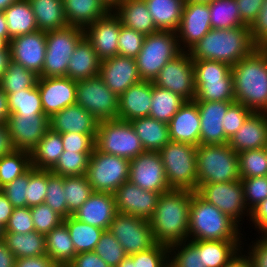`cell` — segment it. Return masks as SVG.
<instances>
[{
    "instance_id": "1",
    "label": "cell",
    "mask_w": 267,
    "mask_h": 267,
    "mask_svg": "<svg viewBox=\"0 0 267 267\" xmlns=\"http://www.w3.org/2000/svg\"><path fill=\"white\" fill-rule=\"evenodd\" d=\"M193 192L171 189L161 193L149 220L156 243L170 246L188 241L190 202Z\"/></svg>"
},
{
    "instance_id": "2",
    "label": "cell",
    "mask_w": 267,
    "mask_h": 267,
    "mask_svg": "<svg viewBox=\"0 0 267 267\" xmlns=\"http://www.w3.org/2000/svg\"><path fill=\"white\" fill-rule=\"evenodd\" d=\"M235 102L253 112L267 113V51L256 48L231 66Z\"/></svg>"
},
{
    "instance_id": "3",
    "label": "cell",
    "mask_w": 267,
    "mask_h": 267,
    "mask_svg": "<svg viewBox=\"0 0 267 267\" xmlns=\"http://www.w3.org/2000/svg\"><path fill=\"white\" fill-rule=\"evenodd\" d=\"M258 46L247 25L232 29H211L188 52L193 60H213L235 65Z\"/></svg>"
},
{
    "instance_id": "4",
    "label": "cell",
    "mask_w": 267,
    "mask_h": 267,
    "mask_svg": "<svg viewBox=\"0 0 267 267\" xmlns=\"http://www.w3.org/2000/svg\"><path fill=\"white\" fill-rule=\"evenodd\" d=\"M243 230V231H242ZM244 229L196 191L190 202L188 240H243Z\"/></svg>"
},
{
    "instance_id": "5",
    "label": "cell",
    "mask_w": 267,
    "mask_h": 267,
    "mask_svg": "<svg viewBox=\"0 0 267 267\" xmlns=\"http://www.w3.org/2000/svg\"><path fill=\"white\" fill-rule=\"evenodd\" d=\"M197 189L206 183L240 180L238 153L229 144L197 146Z\"/></svg>"
},
{
    "instance_id": "6",
    "label": "cell",
    "mask_w": 267,
    "mask_h": 267,
    "mask_svg": "<svg viewBox=\"0 0 267 267\" xmlns=\"http://www.w3.org/2000/svg\"><path fill=\"white\" fill-rule=\"evenodd\" d=\"M159 153L170 189L197 191V147L170 141Z\"/></svg>"
},
{
    "instance_id": "7",
    "label": "cell",
    "mask_w": 267,
    "mask_h": 267,
    "mask_svg": "<svg viewBox=\"0 0 267 267\" xmlns=\"http://www.w3.org/2000/svg\"><path fill=\"white\" fill-rule=\"evenodd\" d=\"M196 95L194 101H235L233 75L227 63L193 60Z\"/></svg>"
},
{
    "instance_id": "8",
    "label": "cell",
    "mask_w": 267,
    "mask_h": 267,
    "mask_svg": "<svg viewBox=\"0 0 267 267\" xmlns=\"http://www.w3.org/2000/svg\"><path fill=\"white\" fill-rule=\"evenodd\" d=\"M181 52L176 32L157 30L147 35L135 58L141 79L154 81L165 64Z\"/></svg>"
},
{
    "instance_id": "9",
    "label": "cell",
    "mask_w": 267,
    "mask_h": 267,
    "mask_svg": "<svg viewBox=\"0 0 267 267\" xmlns=\"http://www.w3.org/2000/svg\"><path fill=\"white\" fill-rule=\"evenodd\" d=\"M95 148L128 160L145 151L130 121L118 118L98 122Z\"/></svg>"
},
{
    "instance_id": "10",
    "label": "cell",
    "mask_w": 267,
    "mask_h": 267,
    "mask_svg": "<svg viewBox=\"0 0 267 267\" xmlns=\"http://www.w3.org/2000/svg\"><path fill=\"white\" fill-rule=\"evenodd\" d=\"M83 37L84 29L71 25L46 32V54L39 77L66 76L70 57Z\"/></svg>"
},
{
    "instance_id": "11",
    "label": "cell",
    "mask_w": 267,
    "mask_h": 267,
    "mask_svg": "<svg viewBox=\"0 0 267 267\" xmlns=\"http://www.w3.org/2000/svg\"><path fill=\"white\" fill-rule=\"evenodd\" d=\"M129 170L130 160L94 148L86 175L93 192L114 194L124 182L129 181Z\"/></svg>"
},
{
    "instance_id": "12",
    "label": "cell",
    "mask_w": 267,
    "mask_h": 267,
    "mask_svg": "<svg viewBox=\"0 0 267 267\" xmlns=\"http://www.w3.org/2000/svg\"><path fill=\"white\" fill-rule=\"evenodd\" d=\"M118 98L98 76L77 81L76 104L98 121L117 119Z\"/></svg>"
},
{
    "instance_id": "13",
    "label": "cell",
    "mask_w": 267,
    "mask_h": 267,
    "mask_svg": "<svg viewBox=\"0 0 267 267\" xmlns=\"http://www.w3.org/2000/svg\"><path fill=\"white\" fill-rule=\"evenodd\" d=\"M196 192L208 203L228 215L241 228L245 222L243 220H249L250 211L245 204L241 180L202 184Z\"/></svg>"
},
{
    "instance_id": "14",
    "label": "cell",
    "mask_w": 267,
    "mask_h": 267,
    "mask_svg": "<svg viewBox=\"0 0 267 267\" xmlns=\"http://www.w3.org/2000/svg\"><path fill=\"white\" fill-rule=\"evenodd\" d=\"M108 230L128 256L148 250L156 244L150 222L133 215L117 213Z\"/></svg>"
},
{
    "instance_id": "15",
    "label": "cell",
    "mask_w": 267,
    "mask_h": 267,
    "mask_svg": "<svg viewBox=\"0 0 267 267\" xmlns=\"http://www.w3.org/2000/svg\"><path fill=\"white\" fill-rule=\"evenodd\" d=\"M153 84L178 94L186 101H194L196 95L194 65L189 52L182 51L167 62Z\"/></svg>"
},
{
    "instance_id": "16",
    "label": "cell",
    "mask_w": 267,
    "mask_h": 267,
    "mask_svg": "<svg viewBox=\"0 0 267 267\" xmlns=\"http://www.w3.org/2000/svg\"><path fill=\"white\" fill-rule=\"evenodd\" d=\"M129 181L160 194L171 190L160 153L156 151H144L130 160Z\"/></svg>"
},
{
    "instance_id": "17",
    "label": "cell",
    "mask_w": 267,
    "mask_h": 267,
    "mask_svg": "<svg viewBox=\"0 0 267 267\" xmlns=\"http://www.w3.org/2000/svg\"><path fill=\"white\" fill-rule=\"evenodd\" d=\"M211 29L208 4L185 2L181 23L176 32L180 50L188 52Z\"/></svg>"
},
{
    "instance_id": "18",
    "label": "cell",
    "mask_w": 267,
    "mask_h": 267,
    "mask_svg": "<svg viewBox=\"0 0 267 267\" xmlns=\"http://www.w3.org/2000/svg\"><path fill=\"white\" fill-rule=\"evenodd\" d=\"M7 126L15 150L31 152L50 129V122L45 114H10Z\"/></svg>"
},
{
    "instance_id": "19",
    "label": "cell",
    "mask_w": 267,
    "mask_h": 267,
    "mask_svg": "<svg viewBox=\"0 0 267 267\" xmlns=\"http://www.w3.org/2000/svg\"><path fill=\"white\" fill-rule=\"evenodd\" d=\"M37 87L44 114L49 118L67 106L76 104L77 81L66 76L38 77Z\"/></svg>"
},
{
    "instance_id": "20",
    "label": "cell",
    "mask_w": 267,
    "mask_h": 267,
    "mask_svg": "<svg viewBox=\"0 0 267 267\" xmlns=\"http://www.w3.org/2000/svg\"><path fill=\"white\" fill-rule=\"evenodd\" d=\"M9 47L12 61L41 75L46 54V32L37 30L13 37Z\"/></svg>"
},
{
    "instance_id": "21",
    "label": "cell",
    "mask_w": 267,
    "mask_h": 267,
    "mask_svg": "<svg viewBox=\"0 0 267 267\" xmlns=\"http://www.w3.org/2000/svg\"><path fill=\"white\" fill-rule=\"evenodd\" d=\"M120 30L121 21L110 10L105 16L85 27L84 36L91 43L97 56L104 60L118 55Z\"/></svg>"
},
{
    "instance_id": "22",
    "label": "cell",
    "mask_w": 267,
    "mask_h": 267,
    "mask_svg": "<svg viewBox=\"0 0 267 267\" xmlns=\"http://www.w3.org/2000/svg\"><path fill=\"white\" fill-rule=\"evenodd\" d=\"M114 197L118 213L149 221L157 206L160 193L143 190L130 181H126L116 190Z\"/></svg>"
},
{
    "instance_id": "23",
    "label": "cell",
    "mask_w": 267,
    "mask_h": 267,
    "mask_svg": "<svg viewBox=\"0 0 267 267\" xmlns=\"http://www.w3.org/2000/svg\"><path fill=\"white\" fill-rule=\"evenodd\" d=\"M99 77L117 96L142 81L135 58L121 55L102 60Z\"/></svg>"
},
{
    "instance_id": "24",
    "label": "cell",
    "mask_w": 267,
    "mask_h": 267,
    "mask_svg": "<svg viewBox=\"0 0 267 267\" xmlns=\"http://www.w3.org/2000/svg\"><path fill=\"white\" fill-rule=\"evenodd\" d=\"M200 114V144H227L222 126L223 117L235 101H194Z\"/></svg>"
},
{
    "instance_id": "25",
    "label": "cell",
    "mask_w": 267,
    "mask_h": 267,
    "mask_svg": "<svg viewBox=\"0 0 267 267\" xmlns=\"http://www.w3.org/2000/svg\"><path fill=\"white\" fill-rule=\"evenodd\" d=\"M117 213L114 194L93 192L73 216L89 225L108 230Z\"/></svg>"
},
{
    "instance_id": "26",
    "label": "cell",
    "mask_w": 267,
    "mask_h": 267,
    "mask_svg": "<svg viewBox=\"0 0 267 267\" xmlns=\"http://www.w3.org/2000/svg\"><path fill=\"white\" fill-rule=\"evenodd\" d=\"M169 126V138L173 142L200 144V114L194 101H186L173 115Z\"/></svg>"
},
{
    "instance_id": "27",
    "label": "cell",
    "mask_w": 267,
    "mask_h": 267,
    "mask_svg": "<svg viewBox=\"0 0 267 267\" xmlns=\"http://www.w3.org/2000/svg\"><path fill=\"white\" fill-rule=\"evenodd\" d=\"M49 122L50 129L60 134L74 132L96 135L99 121L80 105L73 104L53 114Z\"/></svg>"
},
{
    "instance_id": "28",
    "label": "cell",
    "mask_w": 267,
    "mask_h": 267,
    "mask_svg": "<svg viewBox=\"0 0 267 267\" xmlns=\"http://www.w3.org/2000/svg\"><path fill=\"white\" fill-rule=\"evenodd\" d=\"M152 101V81H140L130 86L118 98V119L131 121L148 117Z\"/></svg>"
},
{
    "instance_id": "29",
    "label": "cell",
    "mask_w": 267,
    "mask_h": 267,
    "mask_svg": "<svg viewBox=\"0 0 267 267\" xmlns=\"http://www.w3.org/2000/svg\"><path fill=\"white\" fill-rule=\"evenodd\" d=\"M267 141V113L253 112L241 128L229 139V146L237 153L264 148Z\"/></svg>"
},
{
    "instance_id": "30",
    "label": "cell",
    "mask_w": 267,
    "mask_h": 267,
    "mask_svg": "<svg viewBox=\"0 0 267 267\" xmlns=\"http://www.w3.org/2000/svg\"><path fill=\"white\" fill-rule=\"evenodd\" d=\"M121 24L145 36L157 31L145 0H122L112 9Z\"/></svg>"
},
{
    "instance_id": "31",
    "label": "cell",
    "mask_w": 267,
    "mask_h": 267,
    "mask_svg": "<svg viewBox=\"0 0 267 267\" xmlns=\"http://www.w3.org/2000/svg\"><path fill=\"white\" fill-rule=\"evenodd\" d=\"M101 61L84 36L70 57L66 77L75 81L94 78L99 75Z\"/></svg>"
},
{
    "instance_id": "32",
    "label": "cell",
    "mask_w": 267,
    "mask_h": 267,
    "mask_svg": "<svg viewBox=\"0 0 267 267\" xmlns=\"http://www.w3.org/2000/svg\"><path fill=\"white\" fill-rule=\"evenodd\" d=\"M68 25L85 28L111 9L103 0H62Z\"/></svg>"
},
{
    "instance_id": "33",
    "label": "cell",
    "mask_w": 267,
    "mask_h": 267,
    "mask_svg": "<svg viewBox=\"0 0 267 267\" xmlns=\"http://www.w3.org/2000/svg\"><path fill=\"white\" fill-rule=\"evenodd\" d=\"M145 151L159 152L170 142L169 126L152 117H140L130 121Z\"/></svg>"
},
{
    "instance_id": "34",
    "label": "cell",
    "mask_w": 267,
    "mask_h": 267,
    "mask_svg": "<svg viewBox=\"0 0 267 267\" xmlns=\"http://www.w3.org/2000/svg\"><path fill=\"white\" fill-rule=\"evenodd\" d=\"M2 241L15 259L47 255L45 235L36 231L24 234L3 232Z\"/></svg>"
},
{
    "instance_id": "35",
    "label": "cell",
    "mask_w": 267,
    "mask_h": 267,
    "mask_svg": "<svg viewBox=\"0 0 267 267\" xmlns=\"http://www.w3.org/2000/svg\"><path fill=\"white\" fill-rule=\"evenodd\" d=\"M157 30L177 32L185 0H145Z\"/></svg>"
},
{
    "instance_id": "36",
    "label": "cell",
    "mask_w": 267,
    "mask_h": 267,
    "mask_svg": "<svg viewBox=\"0 0 267 267\" xmlns=\"http://www.w3.org/2000/svg\"><path fill=\"white\" fill-rule=\"evenodd\" d=\"M38 30L48 32L68 26L62 0H29Z\"/></svg>"
},
{
    "instance_id": "37",
    "label": "cell",
    "mask_w": 267,
    "mask_h": 267,
    "mask_svg": "<svg viewBox=\"0 0 267 267\" xmlns=\"http://www.w3.org/2000/svg\"><path fill=\"white\" fill-rule=\"evenodd\" d=\"M46 253L58 265L67 266L77 255L64 222L45 235Z\"/></svg>"
},
{
    "instance_id": "38",
    "label": "cell",
    "mask_w": 267,
    "mask_h": 267,
    "mask_svg": "<svg viewBox=\"0 0 267 267\" xmlns=\"http://www.w3.org/2000/svg\"><path fill=\"white\" fill-rule=\"evenodd\" d=\"M63 151L61 134L49 129L30 152L31 166L36 169L51 170Z\"/></svg>"
},
{
    "instance_id": "39",
    "label": "cell",
    "mask_w": 267,
    "mask_h": 267,
    "mask_svg": "<svg viewBox=\"0 0 267 267\" xmlns=\"http://www.w3.org/2000/svg\"><path fill=\"white\" fill-rule=\"evenodd\" d=\"M8 25V37L29 34L38 30L29 0H18L3 11Z\"/></svg>"
},
{
    "instance_id": "40",
    "label": "cell",
    "mask_w": 267,
    "mask_h": 267,
    "mask_svg": "<svg viewBox=\"0 0 267 267\" xmlns=\"http://www.w3.org/2000/svg\"><path fill=\"white\" fill-rule=\"evenodd\" d=\"M243 240H202L203 267H224L242 250Z\"/></svg>"
},
{
    "instance_id": "41",
    "label": "cell",
    "mask_w": 267,
    "mask_h": 267,
    "mask_svg": "<svg viewBox=\"0 0 267 267\" xmlns=\"http://www.w3.org/2000/svg\"><path fill=\"white\" fill-rule=\"evenodd\" d=\"M185 102L186 100L178 94L160 88L154 85L152 81V101L149 117L168 124Z\"/></svg>"
},
{
    "instance_id": "42",
    "label": "cell",
    "mask_w": 267,
    "mask_h": 267,
    "mask_svg": "<svg viewBox=\"0 0 267 267\" xmlns=\"http://www.w3.org/2000/svg\"><path fill=\"white\" fill-rule=\"evenodd\" d=\"M66 224L76 253L94 251L104 229L89 225L73 215L63 219Z\"/></svg>"
},
{
    "instance_id": "43",
    "label": "cell",
    "mask_w": 267,
    "mask_h": 267,
    "mask_svg": "<svg viewBox=\"0 0 267 267\" xmlns=\"http://www.w3.org/2000/svg\"><path fill=\"white\" fill-rule=\"evenodd\" d=\"M208 6L212 29H232L245 25L235 0H213Z\"/></svg>"
},
{
    "instance_id": "44",
    "label": "cell",
    "mask_w": 267,
    "mask_h": 267,
    "mask_svg": "<svg viewBox=\"0 0 267 267\" xmlns=\"http://www.w3.org/2000/svg\"><path fill=\"white\" fill-rule=\"evenodd\" d=\"M169 262L173 267H203L202 240H188L170 245Z\"/></svg>"
},
{
    "instance_id": "45",
    "label": "cell",
    "mask_w": 267,
    "mask_h": 267,
    "mask_svg": "<svg viewBox=\"0 0 267 267\" xmlns=\"http://www.w3.org/2000/svg\"><path fill=\"white\" fill-rule=\"evenodd\" d=\"M8 107L10 114L40 115L44 114L41 97L37 85L22 89L16 93H9Z\"/></svg>"
},
{
    "instance_id": "46",
    "label": "cell",
    "mask_w": 267,
    "mask_h": 267,
    "mask_svg": "<svg viewBox=\"0 0 267 267\" xmlns=\"http://www.w3.org/2000/svg\"><path fill=\"white\" fill-rule=\"evenodd\" d=\"M38 75L27 70L21 64L10 61L6 72L0 79V88L8 95L22 89L32 88L37 84Z\"/></svg>"
},
{
    "instance_id": "47",
    "label": "cell",
    "mask_w": 267,
    "mask_h": 267,
    "mask_svg": "<svg viewBox=\"0 0 267 267\" xmlns=\"http://www.w3.org/2000/svg\"><path fill=\"white\" fill-rule=\"evenodd\" d=\"M63 188L65 193L68 216L73 215L93 193L87 175L63 176Z\"/></svg>"
},
{
    "instance_id": "48",
    "label": "cell",
    "mask_w": 267,
    "mask_h": 267,
    "mask_svg": "<svg viewBox=\"0 0 267 267\" xmlns=\"http://www.w3.org/2000/svg\"><path fill=\"white\" fill-rule=\"evenodd\" d=\"M31 154L14 150L0 158V185L4 187L31 168Z\"/></svg>"
},
{
    "instance_id": "49",
    "label": "cell",
    "mask_w": 267,
    "mask_h": 267,
    "mask_svg": "<svg viewBox=\"0 0 267 267\" xmlns=\"http://www.w3.org/2000/svg\"><path fill=\"white\" fill-rule=\"evenodd\" d=\"M169 262V246L156 243L148 250L127 256L117 267H164Z\"/></svg>"
},
{
    "instance_id": "50",
    "label": "cell",
    "mask_w": 267,
    "mask_h": 267,
    "mask_svg": "<svg viewBox=\"0 0 267 267\" xmlns=\"http://www.w3.org/2000/svg\"><path fill=\"white\" fill-rule=\"evenodd\" d=\"M93 152H76L64 150L58 162L50 170L61 176H82L87 173L90 155Z\"/></svg>"
},
{
    "instance_id": "51",
    "label": "cell",
    "mask_w": 267,
    "mask_h": 267,
    "mask_svg": "<svg viewBox=\"0 0 267 267\" xmlns=\"http://www.w3.org/2000/svg\"><path fill=\"white\" fill-rule=\"evenodd\" d=\"M241 178L267 176V153L264 148L245 150L238 153Z\"/></svg>"
},
{
    "instance_id": "52",
    "label": "cell",
    "mask_w": 267,
    "mask_h": 267,
    "mask_svg": "<svg viewBox=\"0 0 267 267\" xmlns=\"http://www.w3.org/2000/svg\"><path fill=\"white\" fill-rule=\"evenodd\" d=\"M94 252L110 267H117L128 255L109 230H104Z\"/></svg>"
},
{
    "instance_id": "53",
    "label": "cell",
    "mask_w": 267,
    "mask_h": 267,
    "mask_svg": "<svg viewBox=\"0 0 267 267\" xmlns=\"http://www.w3.org/2000/svg\"><path fill=\"white\" fill-rule=\"evenodd\" d=\"M47 193L45 204L50 206L55 212L63 218L68 217L67 201L63 188V176L52 173L47 170Z\"/></svg>"
},
{
    "instance_id": "54",
    "label": "cell",
    "mask_w": 267,
    "mask_h": 267,
    "mask_svg": "<svg viewBox=\"0 0 267 267\" xmlns=\"http://www.w3.org/2000/svg\"><path fill=\"white\" fill-rule=\"evenodd\" d=\"M47 170L31 167L28 170L27 207L43 204L47 193Z\"/></svg>"
},
{
    "instance_id": "55",
    "label": "cell",
    "mask_w": 267,
    "mask_h": 267,
    "mask_svg": "<svg viewBox=\"0 0 267 267\" xmlns=\"http://www.w3.org/2000/svg\"><path fill=\"white\" fill-rule=\"evenodd\" d=\"M30 210L35 231L44 235L59 226L64 219L45 203L31 206Z\"/></svg>"
},
{
    "instance_id": "56",
    "label": "cell",
    "mask_w": 267,
    "mask_h": 267,
    "mask_svg": "<svg viewBox=\"0 0 267 267\" xmlns=\"http://www.w3.org/2000/svg\"><path fill=\"white\" fill-rule=\"evenodd\" d=\"M245 204L249 211L267 198V176L241 178Z\"/></svg>"
},
{
    "instance_id": "57",
    "label": "cell",
    "mask_w": 267,
    "mask_h": 267,
    "mask_svg": "<svg viewBox=\"0 0 267 267\" xmlns=\"http://www.w3.org/2000/svg\"><path fill=\"white\" fill-rule=\"evenodd\" d=\"M145 35L121 24L118 37V55L136 58L142 49Z\"/></svg>"
},
{
    "instance_id": "58",
    "label": "cell",
    "mask_w": 267,
    "mask_h": 267,
    "mask_svg": "<svg viewBox=\"0 0 267 267\" xmlns=\"http://www.w3.org/2000/svg\"><path fill=\"white\" fill-rule=\"evenodd\" d=\"M252 113L253 111L245 105L233 102L223 117L222 126L225 136L230 139Z\"/></svg>"
},
{
    "instance_id": "59",
    "label": "cell",
    "mask_w": 267,
    "mask_h": 267,
    "mask_svg": "<svg viewBox=\"0 0 267 267\" xmlns=\"http://www.w3.org/2000/svg\"><path fill=\"white\" fill-rule=\"evenodd\" d=\"M27 186L28 171L2 187V193L8 198L14 208L27 207Z\"/></svg>"
},
{
    "instance_id": "60",
    "label": "cell",
    "mask_w": 267,
    "mask_h": 267,
    "mask_svg": "<svg viewBox=\"0 0 267 267\" xmlns=\"http://www.w3.org/2000/svg\"><path fill=\"white\" fill-rule=\"evenodd\" d=\"M257 236L255 240L251 239V242L248 243L245 242L247 239L243 235L242 250L244 253H247L246 255L249 257L252 267H267V237L265 235Z\"/></svg>"
},
{
    "instance_id": "61",
    "label": "cell",
    "mask_w": 267,
    "mask_h": 267,
    "mask_svg": "<svg viewBox=\"0 0 267 267\" xmlns=\"http://www.w3.org/2000/svg\"><path fill=\"white\" fill-rule=\"evenodd\" d=\"M35 231L30 207L14 208L3 232L28 233Z\"/></svg>"
},
{
    "instance_id": "62",
    "label": "cell",
    "mask_w": 267,
    "mask_h": 267,
    "mask_svg": "<svg viewBox=\"0 0 267 267\" xmlns=\"http://www.w3.org/2000/svg\"><path fill=\"white\" fill-rule=\"evenodd\" d=\"M96 135L68 132L61 134L64 150L76 152H93Z\"/></svg>"
},
{
    "instance_id": "63",
    "label": "cell",
    "mask_w": 267,
    "mask_h": 267,
    "mask_svg": "<svg viewBox=\"0 0 267 267\" xmlns=\"http://www.w3.org/2000/svg\"><path fill=\"white\" fill-rule=\"evenodd\" d=\"M252 40L258 47L267 43V0L263 1L257 18L250 26Z\"/></svg>"
},
{
    "instance_id": "64",
    "label": "cell",
    "mask_w": 267,
    "mask_h": 267,
    "mask_svg": "<svg viewBox=\"0 0 267 267\" xmlns=\"http://www.w3.org/2000/svg\"><path fill=\"white\" fill-rule=\"evenodd\" d=\"M238 6V11L240 14L241 21L247 25L255 21L258 16V13L261 10L264 0H235Z\"/></svg>"
},
{
    "instance_id": "65",
    "label": "cell",
    "mask_w": 267,
    "mask_h": 267,
    "mask_svg": "<svg viewBox=\"0 0 267 267\" xmlns=\"http://www.w3.org/2000/svg\"><path fill=\"white\" fill-rule=\"evenodd\" d=\"M249 224L254 226L258 235L267 234V198L250 211ZM252 222V223H251Z\"/></svg>"
},
{
    "instance_id": "66",
    "label": "cell",
    "mask_w": 267,
    "mask_h": 267,
    "mask_svg": "<svg viewBox=\"0 0 267 267\" xmlns=\"http://www.w3.org/2000/svg\"><path fill=\"white\" fill-rule=\"evenodd\" d=\"M67 267H110L94 251L78 253Z\"/></svg>"
},
{
    "instance_id": "67",
    "label": "cell",
    "mask_w": 267,
    "mask_h": 267,
    "mask_svg": "<svg viewBox=\"0 0 267 267\" xmlns=\"http://www.w3.org/2000/svg\"><path fill=\"white\" fill-rule=\"evenodd\" d=\"M56 264L47 255L15 259L14 267H54Z\"/></svg>"
},
{
    "instance_id": "68",
    "label": "cell",
    "mask_w": 267,
    "mask_h": 267,
    "mask_svg": "<svg viewBox=\"0 0 267 267\" xmlns=\"http://www.w3.org/2000/svg\"><path fill=\"white\" fill-rule=\"evenodd\" d=\"M14 150L7 124H0V158Z\"/></svg>"
},
{
    "instance_id": "69",
    "label": "cell",
    "mask_w": 267,
    "mask_h": 267,
    "mask_svg": "<svg viewBox=\"0 0 267 267\" xmlns=\"http://www.w3.org/2000/svg\"><path fill=\"white\" fill-rule=\"evenodd\" d=\"M13 205L10 203L8 198L1 193L0 194V226L4 229L10 216L13 212Z\"/></svg>"
},
{
    "instance_id": "70",
    "label": "cell",
    "mask_w": 267,
    "mask_h": 267,
    "mask_svg": "<svg viewBox=\"0 0 267 267\" xmlns=\"http://www.w3.org/2000/svg\"><path fill=\"white\" fill-rule=\"evenodd\" d=\"M15 257L6 247V244L0 240V267H14Z\"/></svg>"
},
{
    "instance_id": "71",
    "label": "cell",
    "mask_w": 267,
    "mask_h": 267,
    "mask_svg": "<svg viewBox=\"0 0 267 267\" xmlns=\"http://www.w3.org/2000/svg\"><path fill=\"white\" fill-rule=\"evenodd\" d=\"M9 116L8 96L3 89L0 88V124H7Z\"/></svg>"
},
{
    "instance_id": "72",
    "label": "cell",
    "mask_w": 267,
    "mask_h": 267,
    "mask_svg": "<svg viewBox=\"0 0 267 267\" xmlns=\"http://www.w3.org/2000/svg\"><path fill=\"white\" fill-rule=\"evenodd\" d=\"M224 267H252L249 257L241 250L234 258Z\"/></svg>"
},
{
    "instance_id": "73",
    "label": "cell",
    "mask_w": 267,
    "mask_h": 267,
    "mask_svg": "<svg viewBox=\"0 0 267 267\" xmlns=\"http://www.w3.org/2000/svg\"><path fill=\"white\" fill-rule=\"evenodd\" d=\"M11 61L10 47L8 46L5 50L0 51V79L6 72Z\"/></svg>"
},
{
    "instance_id": "74",
    "label": "cell",
    "mask_w": 267,
    "mask_h": 267,
    "mask_svg": "<svg viewBox=\"0 0 267 267\" xmlns=\"http://www.w3.org/2000/svg\"><path fill=\"white\" fill-rule=\"evenodd\" d=\"M0 37H8V25L3 11H0Z\"/></svg>"
},
{
    "instance_id": "75",
    "label": "cell",
    "mask_w": 267,
    "mask_h": 267,
    "mask_svg": "<svg viewBox=\"0 0 267 267\" xmlns=\"http://www.w3.org/2000/svg\"><path fill=\"white\" fill-rule=\"evenodd\" d=\"M18 0H0V11L6 10L11 4Z\"/></svg>"
},
{
    "instance_id": "76",
    "label": "cell",
    "mask_w": 267,
    "mask_h": 267,
    "mask_svg": "<svg viewBox=\"0 0 267 267\" xmlns=\"http://www.w3.org/2000/svg\"><path fill=\"white\" fill-rule=\"evenodd\" d=\"M9 37H0V51L5 50L9 46Z\"/></svg>"
},
{
    "instance_id": "77",
    "label": "cell",
    "mask_w": 267,
    "mask_h": 267,
    "mask_svg": "<svg viewBox=\"0 0 267 267\" xmlns=\"http://www.w3.org/2000/svg\"><path fill=\"white\" fill-rule=\"evenodd\" d=\"M106 5L112 9L118 2L122 1V0H103Z\"/></svg>"
},
{
    "instance_id": "78",
    "label": "cell",
    "mask_w": 267,
    "mask_h": 267,
    "mask_svg": "<svg viewBox=\"0 0 267 267\" xmlns=\"http://www.w3.org/2000/svg\"><path fill=\"white\" fill-rule=\"evenodd\" d=\"M212 1L213 0H185V2L204 3V4H208L209 2Z\"/></svg>"
},
{
    "instance_id": "79",
    "label": "cell",
    "mask_w": 267,
    "mask_h": 267,
    "mask_svg": "<svg viewBox=\"0 0 267 267\" xmlns=\"http://www.w3.org/2000/svg\"><path fill=\"white\" fill-rule=\"evenodd\" d=\"M3 235V228L0 226V238H2Z\"/></svg>"
},
{
    "instance_id": "80",
    "label": "cell",
    "mask_w": 267,
    "mask_h": 267,
    "mask_svg": "<svg viewBox=\"0 0 267 267\" xmlns=\"http://www.w3.org/2000/svg\"><path fill=\"white\" fill-rule=\"evenodd\" d=\"M164 267H173V265L170 262H168Z\"/></svg>"
}]
</instances>
